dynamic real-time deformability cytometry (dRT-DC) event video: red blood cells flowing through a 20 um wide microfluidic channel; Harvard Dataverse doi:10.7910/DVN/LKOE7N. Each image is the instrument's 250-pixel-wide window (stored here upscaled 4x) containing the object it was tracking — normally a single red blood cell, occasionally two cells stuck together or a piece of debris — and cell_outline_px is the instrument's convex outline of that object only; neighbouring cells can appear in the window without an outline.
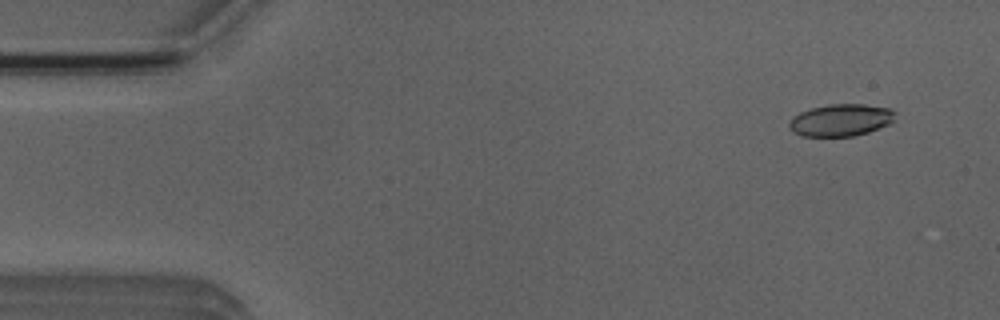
{"species": "Egyptian fruit bat (a non-hibernating species)", "species_latin": "Rousettus aegyptiacus", "temperature_condition": "room temperature", "stored_images_in_passage": 4, "camera_frame_rate_fps": 3000, "um_per_image_px": 0.085, "animal": {"sex": "male"}, "frame": {"image": 1, "passage_image": 1, "time_ms": 0.0, "image_size_px": [1000, 320], "cell_outline_px": [[896, 112], [892, 124], [868, 132], [852, 136], [800, 136], [792, 132], [788, 128], [788, 124], [792, 116], [800, 112], [812, 108], [828, 104], [864, 104], [888, 108]], "centroid_in_image_um": [71.45, 10.21], "position_along_channel_um": 13.5, "area_um2": 20.06}}
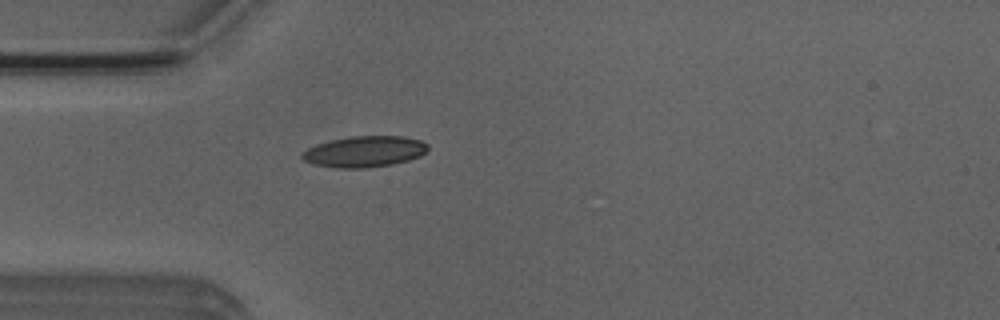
{"frame": {"image": 2, "passage_image": 4, "time_ms": 3.667, "image_size_px": [1000, 320], "cell_outline_px": [[428, 148], [420, 156], [408, 160], [392, 164], [364, 168], [336, 168], [312, 164], [304, 160], [300, 156], [308, 148], [316, 144], [332, 140], [352, 136], [404, 136], [420, 140], [428, 144]], "centroid_in_image_um": [30.97, 12.88], "position_along_channel_um": 54.0, "area_um2": 22.66}}